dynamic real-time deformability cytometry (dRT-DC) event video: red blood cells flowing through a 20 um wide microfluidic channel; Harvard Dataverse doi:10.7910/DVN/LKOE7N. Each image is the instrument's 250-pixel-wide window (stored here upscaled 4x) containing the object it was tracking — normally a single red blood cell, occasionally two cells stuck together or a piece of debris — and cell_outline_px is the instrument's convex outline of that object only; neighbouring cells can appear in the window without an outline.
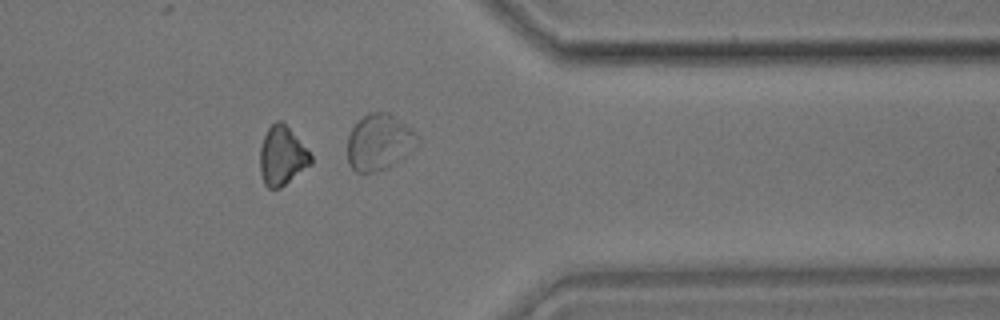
{"species": "common noctule bat (a hibernating species)", "species_latin": "Nyctalus noctula", "temperature_condition": "room temperature", "stored_images_in_passage": 22, "camera_frame_rate_fps": 3000, "um_per_image_px": 0.085, "animal": {"sex": "male", "body_mass_g": 17.9}, "frame": {"image": 1, "passage_image": 16, "time_ms": 5.0, "image_size_px": [1000, 320], "cell_outline_px": [[312, 164], [280, 188], [268, 188], [264, 184], [260, 172], [260, 148], [264, 136], [268, 128], [276, 120], [280, 120], [288, 128], [312, 156]], "centroid_in_image_um": [23.96, 13.28], "position_along_channel_um": 387.4, "area_um2": 17.17}}